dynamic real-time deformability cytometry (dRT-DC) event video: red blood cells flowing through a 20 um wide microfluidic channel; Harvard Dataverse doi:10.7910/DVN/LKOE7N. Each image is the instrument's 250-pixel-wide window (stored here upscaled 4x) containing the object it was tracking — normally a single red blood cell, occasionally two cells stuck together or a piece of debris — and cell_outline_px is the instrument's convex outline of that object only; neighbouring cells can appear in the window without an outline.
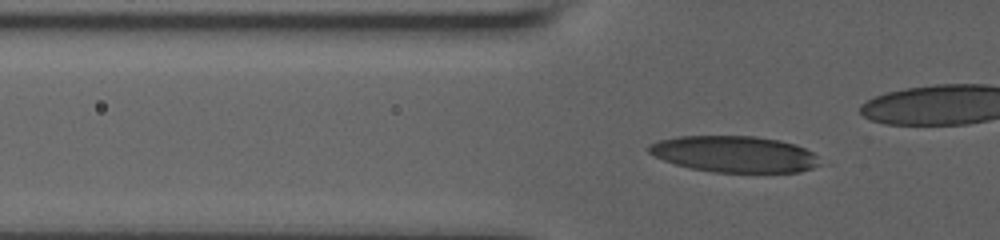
{"species": "human", "species_latin": "Homo sapiens", "temperature_condition": "room temperature", "stored_images_in_passage": 32, "camera_frame_rate_fps": 3000, "um_per_image_px": 0.085, "donor": {"sex": "male"}, "frame": {"image": 1, "passage_image": 4, "time_ms": 1.0, "image_size_px": [1000, 240], "cell_outline_px": [[820, 164], [812, 168], [800, 172], [716, 172], [692, 168], [676, 164], [664, 160], [648, 152], [648, 144], [660, 140], [680, 136], [756, 136], [780, 140], [796, 144], [812, 152], [820, 160]], "centroid_in_image_um": [62.45, 13.09], "position_along_channel_um": 63.4, "area_um2": 36.07}}
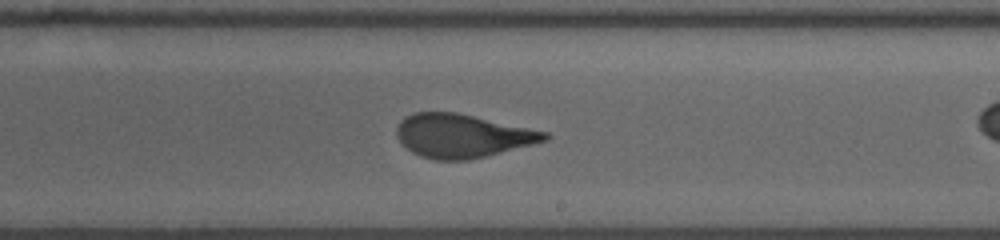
{"frame": {"image": 2, "passage_image": 20, "time_ms": 6.333, "image_size_px": [1000, 240], "cell_outline_px": [[552, 136], [548, 140], [468, 160], [436, 160], [420, 156], [412, 152], [396, 136], [396, 128], [400, 120], [404, 116], [416, 112], [456, 112], [548, 132]], "centroid_in_image_um": [39.28, 11.53], "position_along_channel_um": 249.7, "area_um2": 37.28}}
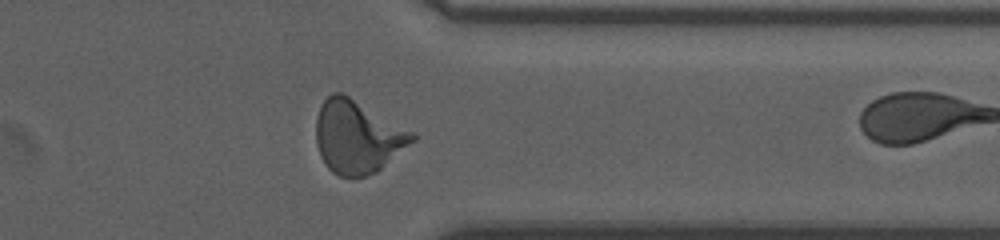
{"frame": {"image": 3, "passage_image": 31, "time_ms": 10.0, "image_size_px": [1000, 240], "cell_outline_px": [[416, 140], [376, 172], [364, 176], [340, 176], [332, 172], [324, 164], [320, 156], [316, 144], [316, 116], [320, 104], [332, 92], [344, 92], [412, 132], [416, 136]], "centroid_in_image_um": [30.34, 11.61], "position_along_channel_um": 381.1, "area_um2": 40.86}}